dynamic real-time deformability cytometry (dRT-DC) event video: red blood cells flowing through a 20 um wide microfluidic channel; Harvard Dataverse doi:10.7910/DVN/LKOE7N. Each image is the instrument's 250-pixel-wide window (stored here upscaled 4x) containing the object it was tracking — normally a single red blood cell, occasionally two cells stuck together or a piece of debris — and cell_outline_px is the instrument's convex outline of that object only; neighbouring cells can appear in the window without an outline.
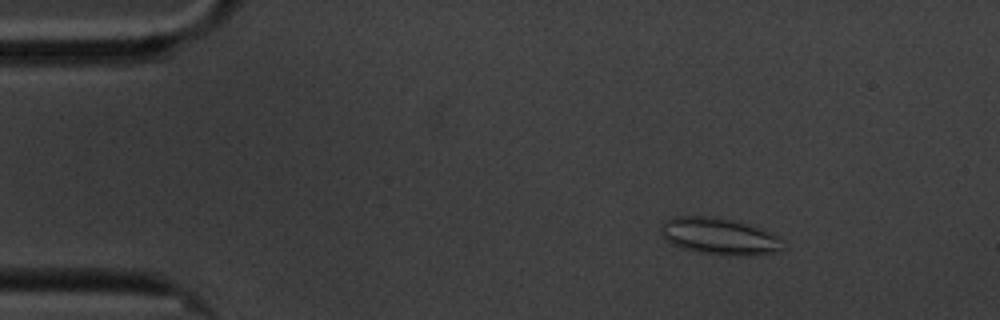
{"species": "common noctule bat (a hibernating species)", "species_latin": "Nyctalus noctula", "temperature_condition": "cold", "stored_images_in_passage": 53, "camera_frame_rate_fps": 3000, "um_per_image_px": 0.085, "animal": {"sex": "male", "body_mass_g": 20.1, "forearm_length_mm": 53.5}, "frame": {"image": 1, "passage_image": 2, "time_ms": 0.333, "image_size_px": [1000, 320], "cell_outline_px": [[788, 248], [776, 252], [756, 256], [724, 256], [700, 252], [680, 248], [664, 240], [660, 232], [660, 224], [664, 220], [676, 216], [704, 216], [732, 220], [780, 236], [784, 240]], "centroid_in_image_um": [61.16, 20.12], "position_along_channel_um": 23.8, "area_um2": 26.65}}
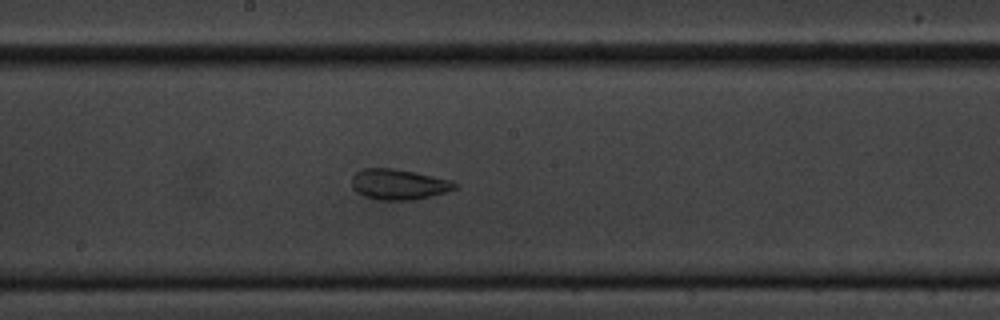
{"frame": {"image": 2, "passage_image": 25, "time_ms": 8.0, "image_size_px": [1000, 320], "cell_outline_px": [[460, 184], [456, 188], [444, 192], [416, 200], [376, 200], [364, 196], [356, 192], [352, 188], [352, 176], [356, 172], [364, 168], [392, 168], [452, 180]], "centroid_in_image_um": [33.87, 15.68], "position_along_channel_um": 214.3, "area_um2": 18.38}}
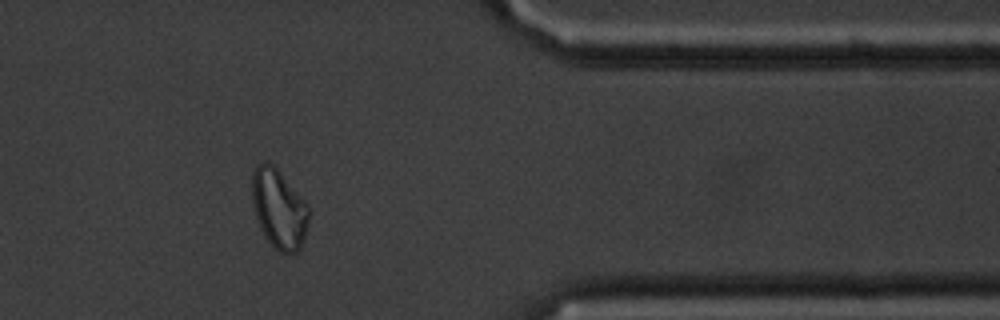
{"frame": {"image": 3, "passage_image": 42, "time_ms": 13.667, "image_size_px": [1000, 320], "cell_outline_px": [[312, 212], [304, 240], [300, 248], [296, 252], [280, 252], [264, 236], [256, 216], [252, 200], [252, 172], [256, 164], [264, 160], [268, 160], [280, 172], [308, 204]], "centroid_in_image_um": [23.73, 17.71], "position_along_channel_um": 387.7, "area_um2": 26.47}, "authors_computed_cell_mechanics": {"area_um2": 20.6346, "velocity_mm_per_s": 3.3797, "shape_relaxation_time_tau1_ms": null, "shape_relaxation_time_tau2_ms": 1.6667, "deformation_change_tau1": null, "deformation_change_tau2": 0.0773}}